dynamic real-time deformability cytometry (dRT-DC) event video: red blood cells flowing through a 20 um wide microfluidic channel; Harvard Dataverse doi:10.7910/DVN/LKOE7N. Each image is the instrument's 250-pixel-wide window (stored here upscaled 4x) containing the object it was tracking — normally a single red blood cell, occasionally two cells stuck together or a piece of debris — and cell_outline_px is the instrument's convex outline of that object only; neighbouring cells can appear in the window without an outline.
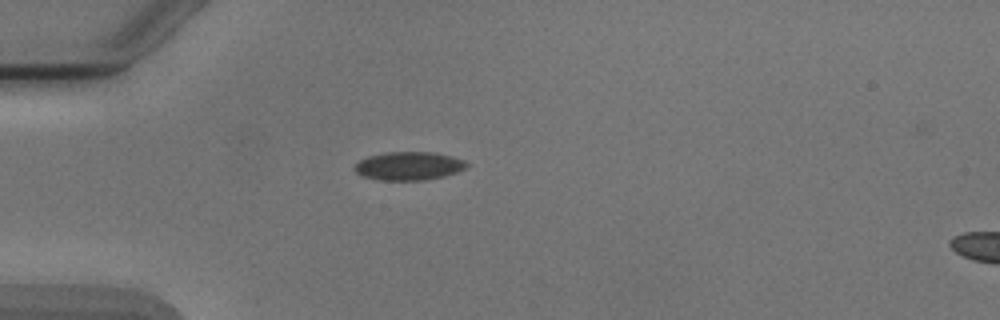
{"species": "Egyptian fruit bat (a non-hibernating species)", "species_latin": "Rousettus aegyptiacus", "temperature_condition": "cold", "stored_images_in_passage": 4, "segment_of_instrument_passage": [1, 2], "camera_frame_rate_fps": 3000, "um_per_image_px": 0.085, "animal": {"sex": "male"}, "frame": {"image": 1, "passage_image": 3, "time_ms": 3.0, "image_size_px": [1000, 320], "cell_outline_px": [[468, 164], [464, 168], [456, 172], [444, 176], [424, 180], [380, 180], [364, 176], [356, 172], [352, 168], [360, 160], [368, 156], [384, 152], [432, 152], [452, 156], [464, 160]], "centroid_in_image_um": [34.73, 14.1], "position_along_channel_um": 50.3, "area_um2": 18.44}}